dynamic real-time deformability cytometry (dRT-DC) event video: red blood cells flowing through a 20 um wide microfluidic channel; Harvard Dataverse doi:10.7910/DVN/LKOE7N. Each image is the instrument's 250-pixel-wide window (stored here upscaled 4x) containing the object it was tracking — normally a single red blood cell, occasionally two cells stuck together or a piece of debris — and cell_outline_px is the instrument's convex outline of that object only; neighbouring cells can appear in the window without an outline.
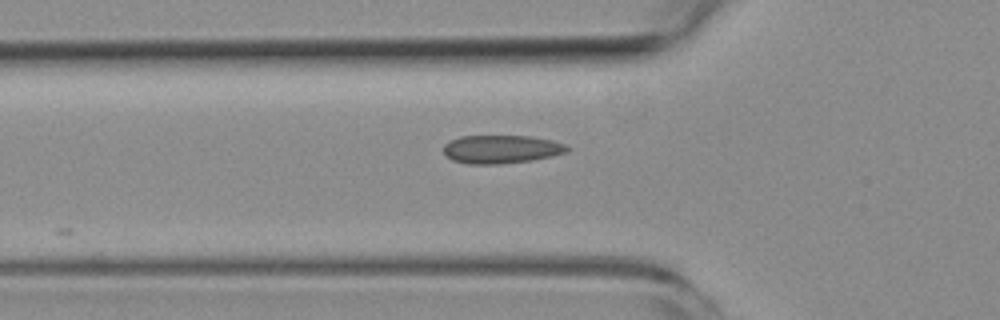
{"species": "common noctule bat (a hibernating species)", "species_latin": "Nyctalus noctula", "temperature_condition": "room temperature", "stored_images_in_passage": 2, "camera_frame_rate_fps": 3000, "um_per_image_px": 0.085, "animal": {"sex": "female", "body_mass_g": 19.3, "forearm_length_mm": 54.1}, "frame": {"image": 1, "passage_image": 2, "time_ms": 1.333, "image_size_px": [1000, 320], "cell_outline_px": [[572, 148], [568, 152], [552, 156], [532, 160], [500, 164], [468, 164], [452, 160], [444, 152], [444, 144], [448, 140], [460, 136], [532, 136], [552, 140], [564, 144]], "centroid_in_image_um": [42.63, 12.68], "position_along_channel_um": 83.2, "area_um2": 20.58}}